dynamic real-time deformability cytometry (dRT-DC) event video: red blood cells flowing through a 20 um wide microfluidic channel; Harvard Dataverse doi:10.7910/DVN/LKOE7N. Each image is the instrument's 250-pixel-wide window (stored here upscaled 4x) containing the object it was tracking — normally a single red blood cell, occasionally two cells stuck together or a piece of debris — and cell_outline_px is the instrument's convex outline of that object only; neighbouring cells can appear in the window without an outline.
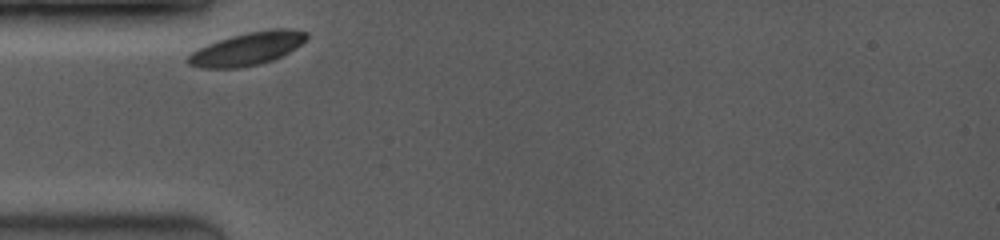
{"species": "common noctule bat (a hibernating species)", "species_latin": "Nyctalus noctula", "temperature_condition": "room temperature", "stored_images_in_passage": 29, "camera_frame_rate_fps": 3500, "um_per_image_px": 0.085, "animal": {"sex": "female", "body_mass_g": 19.0, "forearm_length_mm": 53.3}, "frame": {"image": 1, "passage_image": 1, "time_ms": 0.0, "image_size_px": [1000, 240], "cell_outline_px": [[308, 36], [300, 44], [288, 52], [272, 60], [240, 68], [200, 68], [188, 64], [184, 60], [192, 52], [208, 44], [232, 36], [248, 32], [272, 28], [288, 28], [308, 32]], "centroid_in_image_um": [21.0, 4.14], "position_along_channel_um": 64.0, "area_um2": 22.48}}